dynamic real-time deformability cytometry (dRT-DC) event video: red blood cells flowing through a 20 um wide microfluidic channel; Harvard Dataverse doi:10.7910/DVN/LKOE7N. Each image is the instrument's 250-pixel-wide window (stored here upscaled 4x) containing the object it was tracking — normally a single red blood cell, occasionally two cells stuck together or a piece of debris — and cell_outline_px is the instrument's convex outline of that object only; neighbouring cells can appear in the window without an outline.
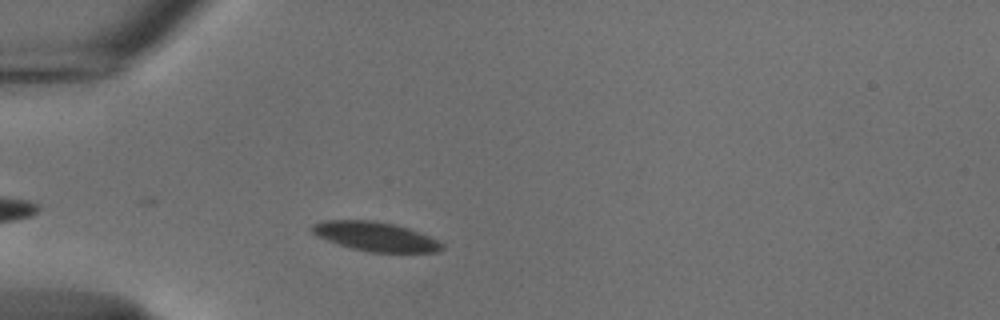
{"species": "common noctule bat (a hibernating species)", "species_latin": "Nyctalus noctula", "temperature_condition": "cold", "stored_images_in_passage": 43, "camera_frame_rate_fps": 3000, "um_per_image_px": 0.085, "animal": {"sex": "male", "body_mass_g": 18.8}, "frame": {"image": 1, "passage_image": 6, "time_ms": 1.667, "image_size_px": [1000, 320], "cell_outline_px": [[444, 248], [436, 252], [368, 252], [352, 248], [316, 236], [308, 228], [312, 224], [324, 220], [376, 220], [408, 228], [428, 236], [444, 244]], "centroid_in_image_um": [31.87, 20.09], "position_along_channel_um": 53.1, "area_um2": 22.02}}
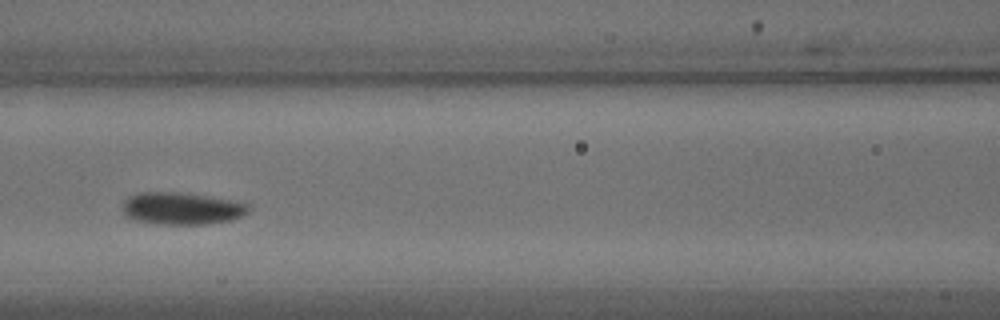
{"frame": {"image": 2, "passage_image": 15, "time_ms": 4.667, "image_size_px": [1000, 320], "cell_outline_px": [[252, 208], [244, 216], [232, 220], [208, 224], [156, 224], [132, 220], [124, 216], [124, 200], [128, 196], [140, 192], [180, 192], [236, 200], [248, 204]], "centroid_in_image_um": [15.48, 17.72], "position_along_channel_um": 151.1, "area_um2": 24.1}}
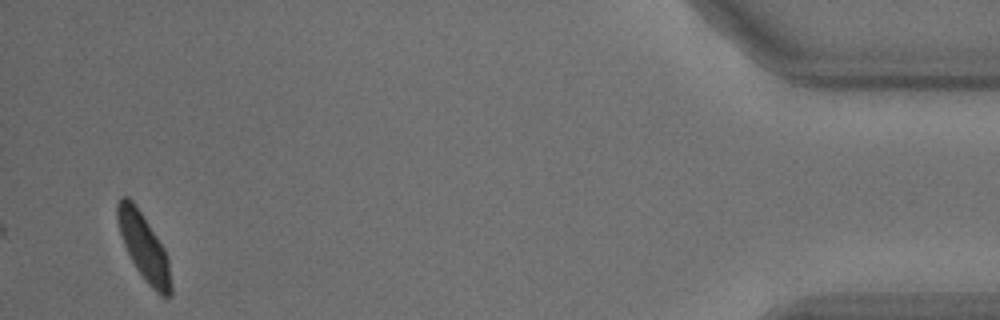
{"frame": {"image": 3, "passage_image": 43, "time_ms": 14.0, "image_size_px": [1000, 320], "cell_outline_px": [[172, 296], [164, 296], [156, 292], [148, 284], [136, 268], [124, 244], [116, 220], [116, 204], [120, 196], [128, 196], [132, 200], [164, 248], [168, 256], [172, 288]], "centroid_in_image_um": [12.22, 20.98], "position_along_channel_um": 423.0, "area_um2": 20.52}, "authors_computed_cell_mechanics": {"area_um2": 22.831, "velocity_mm_per_s": 3.6982, "shape_relaxation_time_tau1_ms": 2.6164, "shape_relaxation_time_tau2_ms": null, "deformation_change_tau1": 0.0623, "deformation_change_tau2": null}}